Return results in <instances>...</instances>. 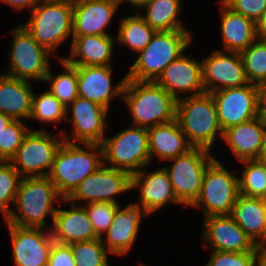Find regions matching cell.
<instances>
[{"label":"cell","mask_w":266,"mask_h":266,"mask_svg":"<svg viewBox=\"0 0 266 266\" xmlns=\"http://www.w3.org/2000/svg\"><path fill=\"white\" fill-rule=\"evenodd\" d=\"M63 199L48 176L22 178L6 222L19 227L51 230L56 210Z\"/></svg>","instance_id":"1"},{"label":"cell","mask_w":266,"mask_h":266,"mask_svg":"<svg viewBox=\"0 0 266 266\" xmlns=\"http://www.w3.org/2000/svg\"><path fill=\"white\" fill-rule=\"evenodd\" d=\"M122 102L131 116L130 125L150 128L176 119V100L154 81L127 79Z\"/></svg>","instance_id":"2"},{"label":"cell","mask_w":266,"mask_h":266,"mask_svg":"<svg viewBox=\"0 0 266 266\" xmlns=\"http://www.w3.org/2000/svg\"><path fill=\"white\" fill-rule=\"evenodd\" d=\"M192 30L156 31L150 43L141 50L126 72L127 79L156 81L166 66L192 45Z\"/></svg>","instance_id":"3"},{"label":"cell","mask_w":266,"mask_h":266,"mask_svg":"<svg viewBox=\"0 0 266 266\" xmlns=\"http://www.w3.org/2000/svg\"><path fill=\"white\" fill-rule=\"evenodd\" d=\"M176 119L193 148L214 152L212 150L217 145V140L220 138L219 143L223 141L224 131L219 124L216 105L210 93L177 100Z\"/></svg>","instance_id":"4"},{"label":"cell","mask_w":266,"mask_h":266,"mask_svg":"<svg viewBox=\"0 0 266 266\" xmlns=\"http://www.w3.org/2000/svg\"><path fill=\"white\" fill-rule=\"evenodd\" d=\"M103 165L101 144L63 141L48 175L59 194L66 199L90 174Z\"/></svg>","instance_id":"5"},{"label":"cell","mask_w":266,"mask_h":266,"mask_svg":"<svg viewBox=\"0 0 266 266\" xmlns=\"http://www.w3.org/2000/svg\"><path fill=\"white\" fill-rule=\"evenodd\" d=\"M8 31L12 37L7 52L8 67L0 69V72L13 78L43 83L55 56L40 45L21 22Z\"/></svg>","instance_id":"6"},{"label":"cell","mask_w":266,"mask_h":266,"mask_svg":"<svg viewBox=\"0 0 266 266\" xmlns=\"http://www.w3.org/2000/svg\"><path fill=\"white\" fill-rule=\"evenodd\" d=\"M225 162L216 158L206 169L201 191L190 209L202 211L204 217L214 215H231L239 195L236 170L232 171Z\"/></svg>","instance_id":"7"},{"label":"cell","mask_w":266,"mask_h":266,"mask_svg":"<svg viewBox=\"0 0 266 266\" xmlns=\"http://www.w3.org/2000/svg\"><path fill=\"white\" fill-rule=\"evenodd\" d=\"M28 15L29 19L21 23L26 30L56 59L64 58L57 53L69 39L72 42L73 5L38 3Z\"/></svg>","instance_id":"8"},{"label":"cell","mask_w":266,"mask_h":266,"mask_svg":"<svg viewBox=\"0 0 266 266\" xmlns=\"http://www.w3.org/2000/svg\"><path fill=\"white\" fill-rule=\"evenodd\" d=\"M103 164L130 175L151 165L148 131L144 127L126 126L101 143Z\"/></svg>","instance_id":"9"},{"label":"cell","mask_w":266,"mask_h":266,"mask_svg":"<svg viewBox=\"0 0 266 266\" xmlns=\"http://www.w3.org/2000/svg\"><path fill=\"white\" fill-rule=\"evenodd\" d=\"M216 156L215 152L192 148L187 153L166 161V165L162 164L169 175L177 200L185 208H190L198 198L204 173Z\"/></svg>","instance_id":"10"},{"label":"cell","mask_w":266,"mask_h":266,"mask_svg":"<svg viewBox=\"0 0 266 266\" xmlns=\"http://www.w3.org/2000/svg\"><path fill=\"white\" fill-rule=\"evenodd\" d=\"M45 128H34L24 137L16 154L10 159L22 178L48 176L57 150L64 141L61 132L55 135Z\"/></svg>","instance_id":"11"},{"label":"cell","mask_w":266,"mask_h":266,"mask_svg":"<svg viewBox=\"0 0 266 266\" xmlns=\"http://www.w3.org/2000/svg\"><path fill=\"white\" fill-rule=\"evenodd\" d=\"M110 111L96 102L77 97L66 108V121L71 132L59 129L69 143L101 144L107 135ZM108 127V128H107Z\"/></svg>","instance_id":"12"},{"label":"cell","mask_w":266,"mask_h":266,"mask_svg":"<svg viewBox=\"0 0 266 266\" xmlns=\"http://www.w3.org/2000/svg\"><path fill=\"white\" fill-rule=\"evenodd\" d=\"M130 189L131 175L128 172L103 164L86 177L66 200L77 205L93 202L121 205L120 197L130 193Z\"/></svg>","instance_id":"13"},{"label":"cell","mask_w":266,"mask_h":266,"mask_svg":"<svg viewBox=\"0 0 266 266\" xmlns=\"http://www.w3.org/2000/svg\"><path fill=\"white\" fill-rule=\"evenodd\" d=\"M149 166L131 175V192H137L133 200L136 205L143 207L151 216L166 205L184 206L177 200L171 185L168 173L161 166L158 169L149 171ZM149 171V172H148ZM139 193V194H138Z\"/></svg>","instance_id":"14"},{"label":"cell","mask_w":266,"mask_h":266,"mask_svg":"<svg viewBox=\"0 0 266 266\" xmlns=\"http://www.w3.org/2000/svg\"><path fill=\"white\" fill-rule=\"evenodd\" d=\"M11 243L14 266H48L51 247L55 242L51 230L19 227L5 222Z\"/></svg>","instance_id":"15"},{"label":"cell","mask_w":266,"mask_h":266,"mask_svg":"<svg viewBox=\"0 0 266 266\" xmlns=\"http://www.w3.org/2000/svg\"><path fill=\"white\" fill-rule=\"evenodd\" d=\"M201 61L205 93L249 84L243 61L237 52H226L214 48Z\"/></svg>","instance_id":"16"},{"label":"cell","mask_w":266,"mask_h":266,"mask_svg":"<svg viewBox=\"0 0 266 266\" xmlns=\"http://www.w3.org/2000/svg\"><path fill=\"white\" fill-rule=\"evenodd\" d=\"M200 239L206 250L225 252L260 251L231 215H214L202 220Z\"/></svg>","instance_id":"17"},{"label":"cell","mask_w":266,"mask_h":266,"mask_svg":"<svg viewBox=\"0 0 266 266\" xmlns=\"http://www.w3.org/2000/svg\"><path fill=\"white\" fill-rule=\"evenodd\" d=\"M146 217H150L147 211L133 201L125 206L121 204L116 209L113 222L101 238L111 256L124 257L130 254Z\"/></svg>","instance_id":"18"},{"label":"cell","mask_w":266,"mask_h":266,"mask_svg":"<svg viewBox=\"0 0 266 266\" xmlns=\"http://www.w3.org/2000/svg\"><path fill=\"white\" fill-rule=\"evenodd\" d=\"M176 101L185 97L205 93L203 86L202 61L183 53L170 62L155 81Z\"/></svg>","instance_id":"19"},{"label":"cell","mask_w":266,"mask_h":266,"mask_svg":"<svg viewBox=\"0 0 266 266\" xmlns=\"http://www.w3.org/2000/svg\"><path fill=\"white\" fill-rule=\"evenodd\" d=\"M214 99L219 124L223 131L258 116L257 85L249 83L210 93Z\"/></svg>","instance_id":"20"},{"label":"cell","mask_w":266,"mask_h":266,"mask_svg":"<svg viewBox=\"0 0 266 266\" xmlns=\"http://www.w3.org/2000/svg\"><path fill=\"white\" fill-rule=\"evenodd\" d=\"M114 66H77L78 96L96 102L104 108L112 107V100L123 97L127 74L114 84ZM116 98V99H115Z\"/></svg>","instance_id":"21"},{"label":"cell","mask_w":266,"mask_h":266,"mask_svg":"<svg viewBox=\"0 0 266 266\" xmlns=\"http://www.w3.org/2000/svg\"><path fill=\"white\" fill-rule=\"evenodd\" d=\"M120 8L121 0H78L73 5L72 35H115L108 30Z\"/></svg>","instance_id":"22"},{"label":"cell","mask_w":266,"mask_h":266,"mask_svg":"<svg viewBox=\"0 0 266 266\" xmlns=\"http://www.w3.org/2000/svg\"><path fill=\"white\" fill-rule=\"evenodd\" d=\"M68 205L70 206L68 207ZM61 206L62 208H60ZM51 233L54 241L60 244L91 241L99 238L88 218L85 207L73 204L66 199L61 201L56 210Z\"/></svg>","instance_id":"23"},{"label":"cell","mask_w":266,"mask_h":266,"mask_svg":"<svg viewBox=\"0 0 266 266\" xmlns=\"http://www.w3.org/2000/svg\"><path fill=\"white\" fill-rule=\"evenodd\" d=\"M69 54L64 59L73 66L114 65L116 35L73 36Z\"/></svg>","instance_id":"24"},{"label":"cell","mask_w":266,"mask_h":266,"mask_svg":"<svg viewBox=\"0 0 266 266\" xmlns=\"http://www.w3.org/2000/svg\"><path fill=\"white\" fill-rule=\"evenodd\" d=\"M219 6L221 48L218 50L240 53L246 50L257 38V26L254 21L233 12L221 0Z\"/></svg>","instance_id":"25"},{"label":"cell","mask_w":266,"mask_h":266,"mask_svg":"<svg viewBox=\"0 0 266 266\" xmlns=\"http://www.w3.org/2000/svg\"><path fill=\"white\" fill-rule=\"evenodd\" d=\"M266 135V122L256 118L229 127L224 131L223 141L228 151L233 153L238 163L242 160L256 159L260 153Z\"/></svg>","instance_id":"26"},{"label":"cell","mask_w":266,"mask_h":266,"mask_svg":"<svg viewBox=\"0 0 266 266\" xmlns=\"http://www.w3.org/2000/svg\"><path fill=\"white\" fill-rule=\"evenodd\" d=\"M148 131V143L151 164L159 160L166 161L187 153L193 147L189 144L182 132L177 119L150 127Z\"/></svg>","instance_id":"27"},{"label":"cell","mask_w":266,"mask_h":266,"mask_svg":"<svg viewBox=\"0 0 266 266\" xmlns=\"http://www.w3.org/2000/svg\"><path fill=\"white\" fill-rule=\"evenodd\" d=\"M33 82L0 72V112L13 120L28 121L32 110Z\"/></svg>","instance_id":"28"},{"label":"cell","mask_w":266,"mask_h":266,"mask_svg":"<svg viewBox=\"0 0 266 266\" xmlns=\"http://www.w3.org/2000/svg\"><path fill=\"white\" fill-rule=\"evenodd\" d=\"M231 216L256 246L263 241L266 233L265 199L239 194Z\"/></svg>","instance_id":"29"},{"label":"cell","mask_w":266,"mask_h":266,"mask_svg":"<svg viewBox=\"0 0 266 266\" xmlns=\"http://www.w3.org/2000/svg\"><path fill=\"white\" fill-rule=\"evenodd\" d=\"M182 3V0H149L136 11L155 31L191 30L180 18L184 12Z\"/></svg>","instance_id":"30"},{"label":"cell","mask_w":266,"mask_h":266,"mask_svg":"<svg viewBox=\"0 0 266 266\" xmlns=\"http://www.w3.org/2000/svg\"><path fill=\"white\" fill-rule=\"evenodd\" d=\"M119 19L118 27L115 28L117 30H114L117 31L116 43L138 54L150 43L156 31L145 22L137 11Z\"/></svg>","instance_id":"31"},{"label":"cell","mask_w":266,"mask_h":266,"mask_svg":"<svg viewBox=\"0 0 266 266\" xmlns=\"http://www.w3.org/2000/svg\"><path fill=\"white\" fill-rule=\"evenodd\" d=\"M55 62L60 65L62 71L57 73L50 65L43 84L46 83L44 85H48L47 89L67 108L78 97L77 66L71 65L64 58H57Z\"/></svg>","instance_id":"32"},{"label":"cell","mask_w":266,"mask_h":266,"mask_svg":"<svg viewBox=\"0 0 266 266\" xmlns=\"http://www.w3.org/2000/svg\"><path fill=\"white\" fill-rule=\"evenodd\" d=\"M28 121L40 123L42 127L44 124L49 126L51 124V127L54 125L56 129L66 121V107L47 88L39 94L34 91Z\"/></svg>","instance_id":"33"},{"label":"cell","mask_w":266,"mask_h":266,"mask_svg":"<svg viewBox=\"0 0 266 266\" xmlns=\"http://www.w3.org/2000/svg\"><path fill=\"white\" fill-rule=\"evenodd\" d=\"M242 171L238 173L239 194L266 199V172L263 163L253 160L239 161Z\"/></svg>","instance_id":"34"},{"label":"cell","mask_w":266,"mask_h":266,"mask_svg":"<svg viewBox=\"0 0 266 266\" xmlns=\"http://www.w3.org/2000/svg\"><path fill=\"white\" fill-rule=\"evenodd\" d=\"M239 54L248 82L255 85L266 82V39L258 37Z\"/></svg>","instance_id":"35"},{"label":"cell","mask_w":266,"mask_h":266,"mask_svg":"<svg viewBox=\"0 0 266 266\" xmlns=\"http://www.w3.org/2000/svg\"><path fill=\"white\" fill-rule=\"evenodd\" d=\"M76 266H111L110 253L105 248L102 239L81 241L69 244Z\"/></svg>","instance_id":"36"},{"label":"cell","mask_w":266,"mask_h":266,"mask_svg":"<svg viewBox=\"0 0 266 266\" xmlns=\"http://www.w3.org/2000/svg\"><path fill=\"white\" fill-rule=\"evenodd\" d=\"M21 179L10 161L0 160V211L5 217L14 205Z\"/></svg>","instance_id":"37"},{"label":"cell","mask_w":266,"mask_h":266,"mask_svg":"<svg viewBox=\"0 0 266 266\" xmlns=\"http://www.w3.org/2000/svg\"><path fill=\"white\" fill-rule=\"evenodd\" d=\"M24 121L13 120L0 131V160L10 161L21 146L24 137L33 130Z\"/></svg>","instance_id":"38"},{"label":"cell","mask_w":266,"mask_h":266,"mask_svg":"<svg viewBox=\"0 0 266 266\" xmlns=\"http://www.w3.org/2000/svg\"><path fill=\"white\" fill-rule=\"evenodd\" d=\"M83 206L86 209L96 235L102 238L113 222L116 209L120 205L106 202H93L84 204Z\"/></svg>","instance_id":"39"},{"label":"cell","mask_w":266,"mask_h":266,"mask_svg":"<svg viewBox=\"0 0 266 266\" xmlns=\"http://www.w3.org/2000/svg\"><path fill=\"white\" fill-rule=\"evenodd\" d=\"M211 254L205 266H257L261 251L225 252L209 250Z\"/></svg>","instance_id":"40"},{"label":"cell","mask_w":266,"mask_h":266,"mask_svg":"<svg viewBox=\"0 0 266 266\" xmlns=\"http://www.w3.org/2000/svg\"><path fill=\"white\" fill-rule=\"evenodd\" d=\"M233 12L241 14L257 23L264 10L266 0H221Z\"/></svg>","instance_id":"41"},{"label":"cell","mask_w":266,"mask_h":266,"mask_svg":"<svg viewBox=\"0 0 266 266\" xmlns=\"http://www.w3.org/2000/svg\"><path fill=\"white\" fill-rule=\"evenodd\" d=\"M48 266H76L71 246L54 242L50 250Z\"/></svg>","instance_id":"42"},{"label":"cell","mask_w":266,"mask_h":266,"mask_svg":"<svg viewBox=\"0 0 266 266\" xmlns=\"http://www.w3.org/2000/svg\"><path fill=\"white\" fill-rule=\"evenodd\" d=\"M0 3L12 8L17 13L28 9L27 12H31L34 7L39 3V0H0Z\"/></svg>","instance_id":"43"},{"label":"cell","mask_w":266,"mask_h":266,"mask_svg":"<svg viewBox=\"0 0 266 266\" xmlns=\"http://www.w3.org/2000/svg\"><path fill=\"white\" fill-rule=\"evenodd\" d=\"M258 116L266 122V82L257 85Z\"/></svg>","instance_id":"44"},{"label":"cell","mask_w":266,"mask_h":266,"mask_svg":"<svg viewBox=\"0 0 266 266\" xmlns=\"http://www.w3.org/2000/svg\"><path fill=\"white\" fill-rule=\"evenodd\" d=\"M256 26L258 37L266 39V9L264 10L260 20L256 23Z\"/></svg>","instance_id":"45"},{"label":"cell","mask_w":266,"mask_h":266,"mask_svg":"<svg viewBox=\"0 0 266 266\" xmlns=\"http://www.w3.org/2000/svg\"><path fill=\"white\" fill-rule=\"evenodd\" d=\"M149 0H121V5H125V6H129V8H133V10L135 9L138 10L143 4H145L146 2H148Z\"/></svg>","instance_id":"46"},{"label":"cell","mask_w":266,"mask_h":266,"mask_svg":"<svg viewBox=\"0 0 266 266\" xmlns=\"http://www.w3.org/2000/svg\"><path fill=\"white\" fill-rule=\"evenodd\" d=\"M77 1L78 0H39V3L74 5Z\"/></svg>","instance_id":"47"},{"label":"cell","mask_w":266,"mask_h":266,"mask_svg":"<svg viewBox=\"0 0 266 266\" xmlns=\"http://www.w3.org/2000/svg\"><path fill=\"white\" fill-rule=\"evenodd\" d=\"M13 119L0 112V131L3 130Z\"/></svg>","instance_id":"48"},{"label":"cell","mask_w":266,"mask_h":266,"mask_svg":"<svg viewBox=\"0 0 266 266\" xmlns=\"http://www.w3.org/2000/svg\"><path fill=\"white\" fill-rule=\"evenodd\" d=\"M256 160L258 162H266V135H265L264 142L262 144L260 153L258 157L256 158Z\"/></svg>","instance_id":"49"},{"label":"cell","mask_w":266,"mask_h":266,"mask_svg":"<svg viewBox=\"0 0 266 266\" xmlns=\"http://www.w3.org/2000/svg\"><path fill=\"white\" fill-rule=\"evenodd\" d=\"M257 266H266V252H260Z\"/></svg>","instance_id":"50"},{"label":"cell","mask_w":266,"mask_h":266,"mask_svg":"<svg viewBox=\"0 0 266 266\" xmlns=\"http://www.w3.org/2000/svg\"><path fill=\"white\" fill-rule=\"evenodd\" d=\"M261 252H266V233L263 241L257 246Z\"/></svg>","instance_id":"51"},{"label":"cell","mask_w":266,"mask_h":266,"mask_svg":"<svg viewBox=\"0 0 266 266\" xmlns=\"http://www.w3.org/2000/svg\"><path fill=\"white\" fill-rule=\"evenodd\" d=\"M137 265L138 266H148V265L144 264L143 262H139Z\"/></svg>","instance_id":"52"},{"label":"cell","mask_w":266,"mask_h":266,"mask_svg":"<svg viewBox=\"0 0 266 266\" xmlns=\"http://www.w3.org/2000/svg\"><path fill=\"white\" fill-rule=\"evenodd\" d=\"M2 214V217L4 219V222H6V217L3 215V213L0 211V215Z\"/></svg>","instance_id":"53"},{"label":"cell","mask_w":266,"mask_h":266,"mask_svg":"<svg viewBox=\"0 0 266 266\" xmlns=\"http://www.w3.org/2000/svg\"><path fill=\"white\" fill-rule=\"evenodd\" d=\"M263 163V166H264V169H265V172H266V162H261Z\"/></svg>","instance_id":"54"}]
</instances>
